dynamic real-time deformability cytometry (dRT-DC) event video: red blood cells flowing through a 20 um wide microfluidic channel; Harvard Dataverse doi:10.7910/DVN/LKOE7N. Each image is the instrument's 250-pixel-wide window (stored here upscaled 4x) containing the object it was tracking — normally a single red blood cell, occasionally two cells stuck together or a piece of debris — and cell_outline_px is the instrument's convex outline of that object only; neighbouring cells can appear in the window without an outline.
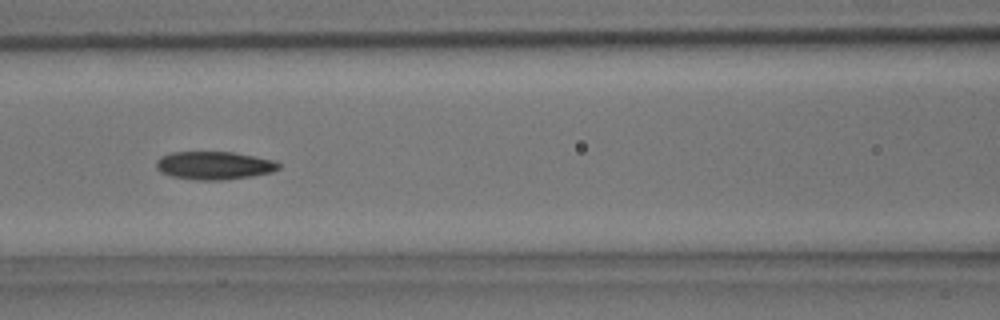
{"species": "common noctule bat (a hibernating species)", "species_latin": "Nyctalus noctula", "temperature_condition": "room temperature", "stored_images_in_passage": 40, "camera_frame_rate_fps": 3000, "um_per_image_px": 0.085, "animal": {"sex": "male", "body_mass_g": 15.6}, "frame": {"image": 1, "passage_image": 18, "time_ms": 5.667, "image_size_px": [1000, 320], "cell_outline_px": [[280, 168], [272, 172], [252, 176], [220, 180], [196, 180], [172, 176], [160, 172], [156, 168], [156, 160], [160, 156], [172, 152], [232, 152], [256, 156], [276, 160], [280, 164]], "centroid_in_image_um": [18.21, 14.06], "position_along_channel_um": 148.4, "area_um2": 20.17}}